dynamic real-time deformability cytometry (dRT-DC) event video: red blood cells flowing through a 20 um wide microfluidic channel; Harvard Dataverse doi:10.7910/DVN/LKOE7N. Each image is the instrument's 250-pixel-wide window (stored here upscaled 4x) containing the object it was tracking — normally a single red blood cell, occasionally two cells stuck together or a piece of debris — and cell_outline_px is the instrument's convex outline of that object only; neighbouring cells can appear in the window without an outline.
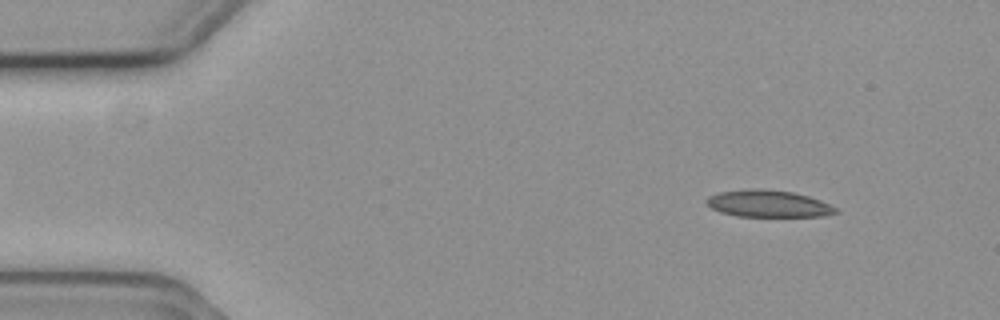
{"species": "common noctule bat (a hibernating species)", "species_latin": "Nyctalus noctula", "temperature_condition": "cold", "stored_images_in_passage": 9, "camera_frame_rate_fps": 3000, "um_per_image_px": 0.085, "animal": {"sex": "female", "body_mass_g": 19.3, "forearm_length_mm": 54.1}, "frame": {"image": 1, "passage_image": 4, "time_ms": 1.0, "image_size_px": [1000, 320], "cell_outline_px": [[840, 212], [820, 216], [736, 216], [720, 212], [712, 208], [704, 200], [708, 196], [720, 192], [748, 188], [764, 188], [792, 192], [808, 196], [820, 200], [836, 208]], "centroid_in_image_um": [65.27, 17.3], "position_along_channel_um": 19.7, "area_um2": 20.29}}